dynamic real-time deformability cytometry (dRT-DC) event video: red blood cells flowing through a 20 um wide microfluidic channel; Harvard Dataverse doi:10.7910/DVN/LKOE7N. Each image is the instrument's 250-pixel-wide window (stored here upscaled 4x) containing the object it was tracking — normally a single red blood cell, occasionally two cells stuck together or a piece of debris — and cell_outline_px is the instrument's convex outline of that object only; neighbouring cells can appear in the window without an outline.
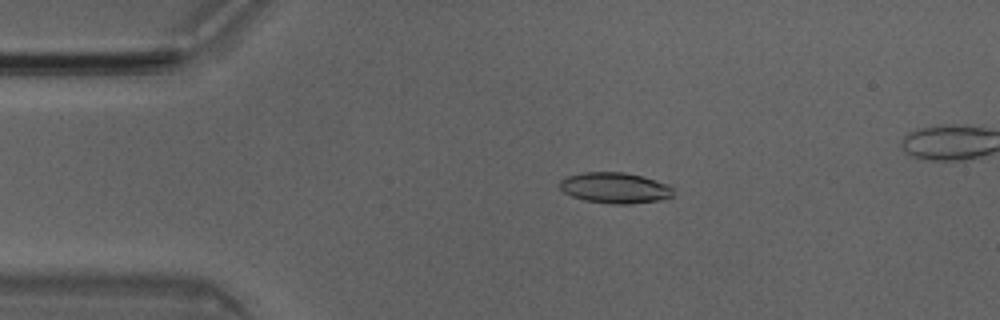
{"species": "Egyptian fruit bat (a non-hibernating species)", "species_latin": "Rousettus aegyptiacus", "temperature_condition": "room temperature", "stored_images_in_passage": 38, "camera_frame_rate_fps": 3000, "um_per_image_px": 0.085, "animal": {"sex": "male"}, "frame": {"image": 1, "passage_image": 10, "time_ms": 3.0, "image_size_px": [1000, 320], "cell_outline_px": [[676, 192], [672, 196], [660, 200], [632, 204], [612, 204], [584, 200], [572, 196], [564, 192], [560, 188], [560, 180], [568, 176], [584, 172], [624, 172], [644, 176], [668, 184]], "centroid_in_image_um": [52.31, 15.97], "position_along_channel_um": 32.7, "area_um2": 20.52}}
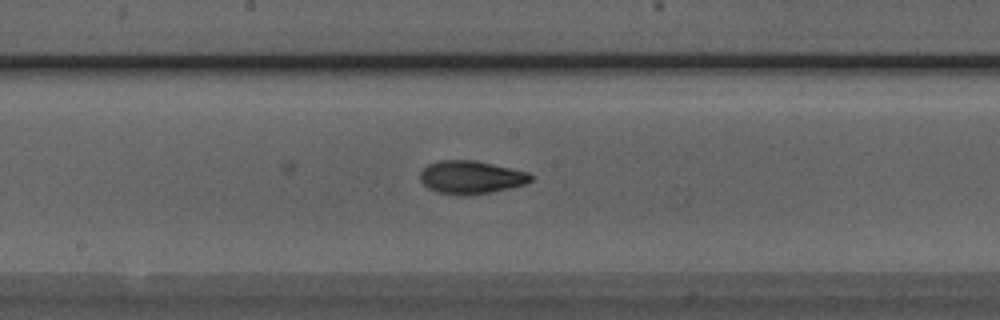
{"frame": {"image": 2, "passage_image": 26, "time_ms": 8.333, "image_size_px": [1000, 320], "cell_outline_px": [[532, 180], [524, 184], [492, 192], [436, 192], [428, 188], [420, 180], [420, 172], [428, 164], [440, 160], [472, 160], [492, 164], [528, 172], [532, 176]], "centroid_in_image_um": [40.02, 15.02], "position_along_channel_um": 208.2, "area_um2": 20.4}}
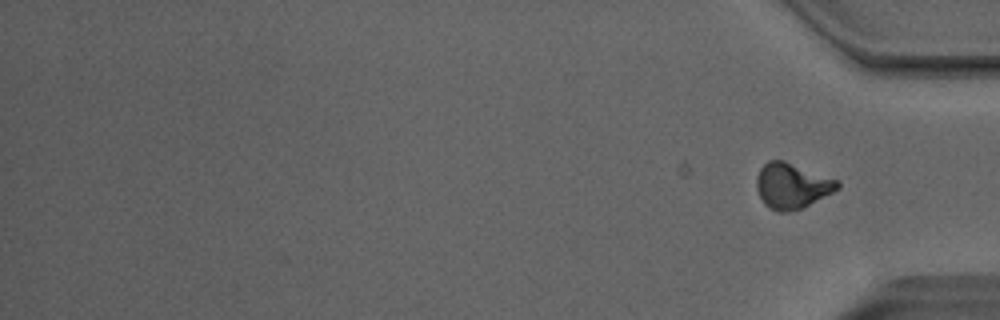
{"frame": {"image": 3, "passage_image": 38, "time_ms": 12.333, "image_size_px": [1000, 320], "cell_outline_px": [[840, 188], [800, 208], [788, 212], [776, 212], [768, 208], [764, 204], [756, 188], [756, 176], [760, 168], [768, 160], [784, 160], [836, 180], [840, 184]], "centroid_in_image_um": [67.25, 15.79], "position_along_channel_um": 368.0, "area_um2": 21.15}, "authors_computed_cell_mechanics": {"area_um2": 20.5768, "velocity_mm_per_s": 4.0413, "shape_relaxation_time_tau1_ms": null, "shape_relaxation_time_tau2_ms": 1.7852, "deformation_change_tau1": null, "deformation_change_tau2": 0.0749}}